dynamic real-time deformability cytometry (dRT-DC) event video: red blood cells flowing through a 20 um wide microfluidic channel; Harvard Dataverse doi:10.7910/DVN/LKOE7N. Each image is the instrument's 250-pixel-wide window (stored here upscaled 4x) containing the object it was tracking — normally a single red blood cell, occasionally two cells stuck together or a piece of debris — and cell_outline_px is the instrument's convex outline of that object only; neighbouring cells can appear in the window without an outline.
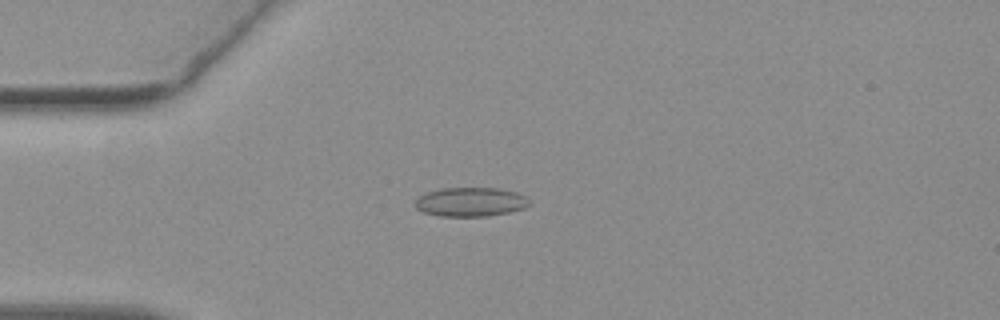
{"species": "common noctule bat (a hibernating species)", "species_latin": "Nyctalus noctula", "temperature_condition": "warm", "stored_images_in_passage": 41, "camera_frame_rate_fps": 3000, "um_per_image_px": 0.085, "animal": {"sex": "female", "body_mass_g": 19.3, "forearm_length_mm": 54.1}, "frame": {"image": 1, "passage_image": 1, "time_ms": 0.0, "image_size_px": [1000, 320], "cell_outline_px": [[532, 204], [524, 208], [508, 212], [488, 216], [436, 216], [424, 212], [416, 208], [416, 200], [420, 196], [428, 192], [440, 188], [500, 188], [516, 192], [528, 196]], "centroid_in_image_um": [40.05, 17.16], "position_along_channel_um": 44.9, "area_um2": 19.48}}
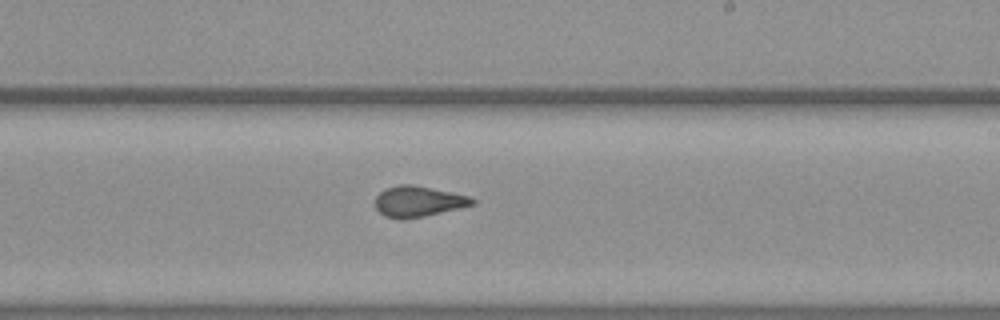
{"frame": {"image": 2, "passage_image": 19, "time_ms": 6.0, "image_size_px": [1000, 320], "cell_outline_px": [[476, 204], [424, 216], [400, 220], [384, 216], [376, 208], [376, 196], [384, 188], [400, 184], [412, 184], [468, 196], [476, 200]], "centroid_in_image_um": [35.52, 17.12], "position_along_channel_um": 253.5, "area_um2": 17.28}}
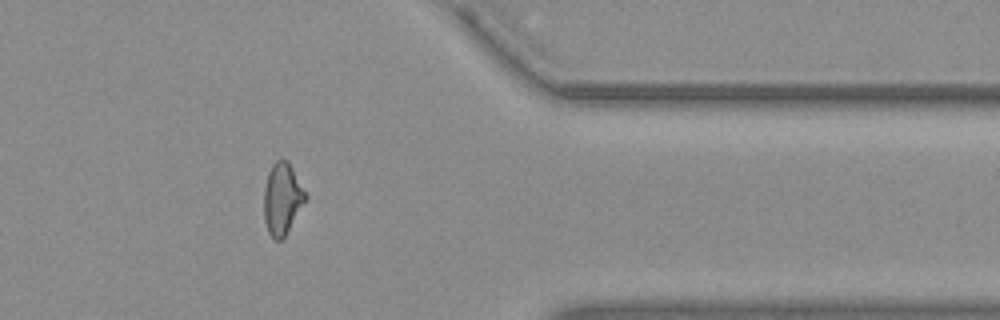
{"frame": {"image": 3, "passage_image": 31, "time_ms": 10.0, "image_size_px": [1000, 320], "cell_outline_px": [[308, 196], [284, 236], [280, 240], [276, 240], [268, 232], [264, 220], [264, 188], [268, 172], [272, 164], [276, 160], [288, 160]], "centroid_in_image_um": [23.98, 16.86], "position_along_channel_um": 387.4, "area_um2": 17.11}, "authors_computed_cell_mechanics": {"area_um2": 17.3978, "velocity_mm_per_s": 3.7885, "shape_relaxation_time_tau1_ms": null, "shape_relaxation_time_tau2_ms": 1.2416, "deformation_change_tau1": null, "deformation_change_tau2": 0.0829}}